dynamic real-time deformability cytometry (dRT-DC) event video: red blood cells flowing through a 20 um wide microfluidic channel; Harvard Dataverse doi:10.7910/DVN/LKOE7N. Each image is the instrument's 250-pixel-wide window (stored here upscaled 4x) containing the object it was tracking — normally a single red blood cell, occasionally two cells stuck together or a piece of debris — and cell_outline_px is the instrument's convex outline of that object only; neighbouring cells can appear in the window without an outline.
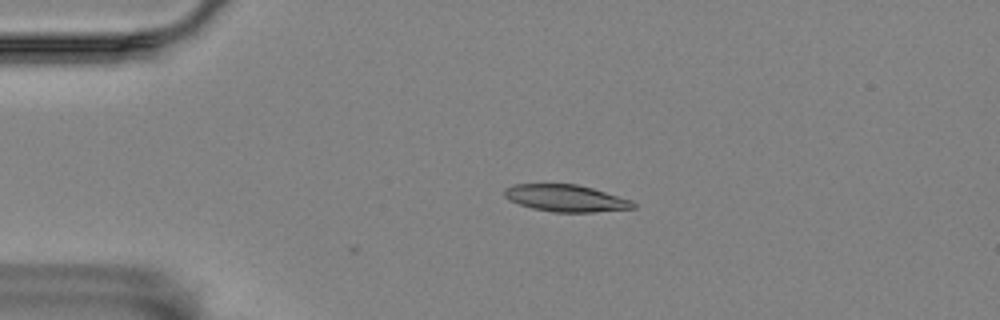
{"species": "Egyptian fruit bat (a non-hibernating species)", "species_latin": "Rousettus aegyptiacus", "temperature_condition": "room temperature", "stored_images_in_passage": 2, "camera_frame_rate_fps": 3000, "um_per_image_px": 0.085, "animal": {"sex": "female"}, "frame": {"image": 1, "passage_image": 1, "time_ms": 0.0, "image_size_px": [1000, 320], "cell_outline_px": [[636, 208], [596, 212], [552, 212], [532, 208], [508, 200], [504, 196], [504, 188], [516, 184], [576, 184], [592, 188], [632, 200], [636, 204]], "centroid_in_image_um": [48.1, 16.85], "position_along_channel_um": 36.9, "area_um2": 20.23}}